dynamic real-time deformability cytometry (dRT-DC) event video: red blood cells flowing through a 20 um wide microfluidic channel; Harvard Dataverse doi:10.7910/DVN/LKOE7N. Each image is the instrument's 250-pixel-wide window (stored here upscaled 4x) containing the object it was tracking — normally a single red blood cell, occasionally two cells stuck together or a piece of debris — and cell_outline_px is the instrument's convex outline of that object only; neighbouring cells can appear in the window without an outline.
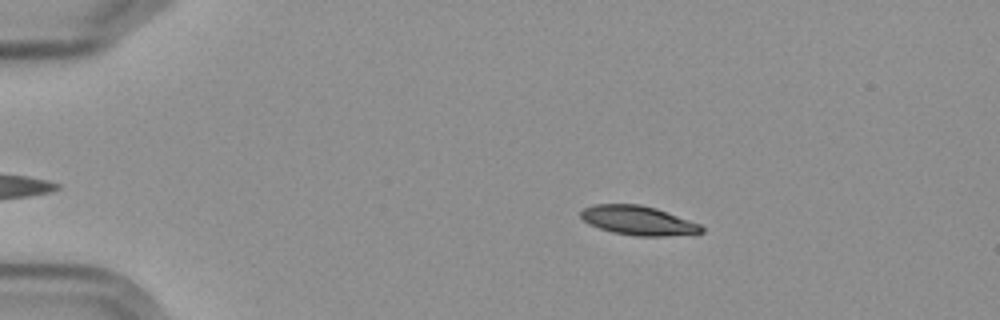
{"species": "Egyptian fruit bat (a non-hibernating species)", "species_latin": "Rousettus aegyptiacus", "temperature_condition": "cold", "stored_images_in_passage": 4, "camera_frame_rate_fps": 3000, "um_per_image_px": 0.085, "frame": {"image": 1, "passage_image": 2, "time_ms": 1.0, "image_size_px": [1000, 320], "cell_outline_px": [[704, 232], [664, 236], [636, 236], [612, 232], [588, 224], [580, 216], [580, 212], [584, 208], [596, 204], [640, 204], [656, 208], [700, 224], [704, 228]], "centroid_in_image_um": [54.23, 18.74], "position_along_channel_um": 30.8, "area_um2": 20.4}}